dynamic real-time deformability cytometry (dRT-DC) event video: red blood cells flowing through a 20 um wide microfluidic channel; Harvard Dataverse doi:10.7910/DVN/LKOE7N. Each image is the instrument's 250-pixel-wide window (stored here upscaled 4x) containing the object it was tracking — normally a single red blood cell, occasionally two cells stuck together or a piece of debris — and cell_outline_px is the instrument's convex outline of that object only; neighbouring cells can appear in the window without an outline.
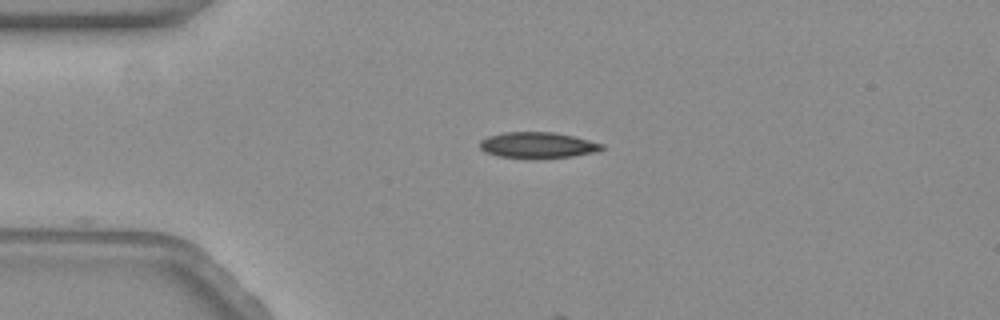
{"species": "common noctule bat (a hibernating species)", "species_latin": "Nyctalus noctula", "temperature_condition": "warm", "stored_images_in_passage": 3, "camera_frame_rate_fps": 3000, "um_per_image_px": 0.085, "animal": {"sex": "female", "body_mass_g": 19.3, "forearm_length_mm": 54.1}, "frame": {"image": 1, "passage_image": 1, "time_ms": 0.0, "image_size_px": [1000, 320], "cell_outline_px": [[604, 148], [596, 152], [572, 156], [536, 160], [524, 160], [496, 156], [484, 152], [480, 148], [480, 140], [488, 136], [504, 132], [552, 132], [572, 136], [604, 144]], "centroid_in_image_um": [45.65, 12.37], "position_along_channel_um": 39.3, "area_um2": 19.02}}